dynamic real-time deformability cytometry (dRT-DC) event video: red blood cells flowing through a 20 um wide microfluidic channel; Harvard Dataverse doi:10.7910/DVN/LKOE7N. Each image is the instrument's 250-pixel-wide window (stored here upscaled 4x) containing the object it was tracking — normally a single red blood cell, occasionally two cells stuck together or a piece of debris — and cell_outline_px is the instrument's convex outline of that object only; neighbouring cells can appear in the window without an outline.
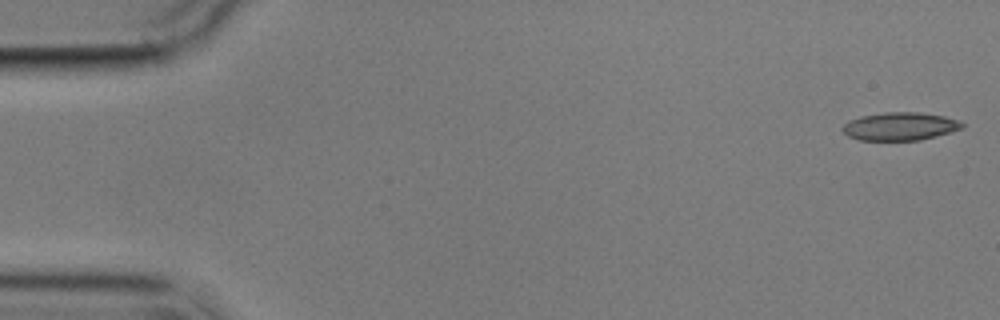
{"species": "common noctule bat (a hibernating species)", "species_latin": "Nyctalus noctula", "temperature_condition": "cold", "stored_images_in_passage": 6, "camera_frame_rate_fps": 3000, "um_per_image_px": 0.085, "animal": {"sex": "male", "body_mass_g": 17.9}, "frame": {"image": 1, "passage_image": 1, "time_ms": 0.0, "image_size_px": [1000, 320], "cell_outline_px": [[964, 128], [952, 132], [920, 140], [860, 140], [848, 136], [840, 128], [848, 120], [860, 116], [884, 112], [916, 112], [944, 116], [960, 120], [964, 124]], "centroid_in_image_um": [76.51, 10.74], "position_along_channel_um": 8.5, "area_um2": 19.71}}
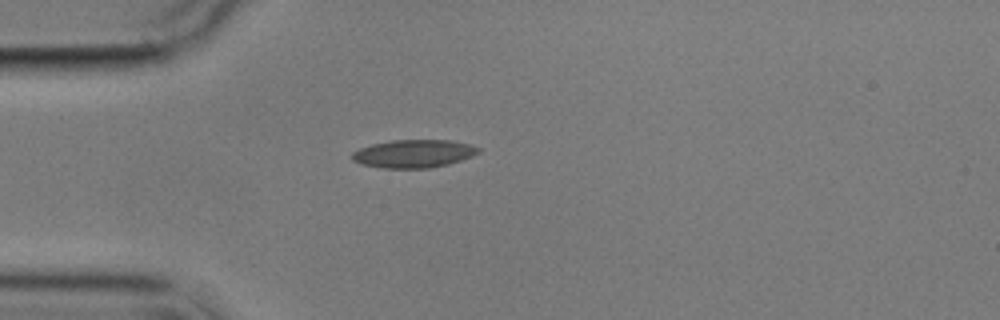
{"frame": {"image": 2, "passage_image": 5, "time_ms": 4.667, "image_size_px": [1000, 320], "cell_outline_px": [[480, 152], [472, 156], [448, 164], [432, 168], [384, 168], [360, 164], [352, 160], [352, 152], [360, 148], [372, 144], [392, 140], [448, 140], [468, 144], [480, 148]], "centroid_in_image_um": [35.14, 13.06], "position_along_channel_um": 49.9, "area_um2": 20.58}}